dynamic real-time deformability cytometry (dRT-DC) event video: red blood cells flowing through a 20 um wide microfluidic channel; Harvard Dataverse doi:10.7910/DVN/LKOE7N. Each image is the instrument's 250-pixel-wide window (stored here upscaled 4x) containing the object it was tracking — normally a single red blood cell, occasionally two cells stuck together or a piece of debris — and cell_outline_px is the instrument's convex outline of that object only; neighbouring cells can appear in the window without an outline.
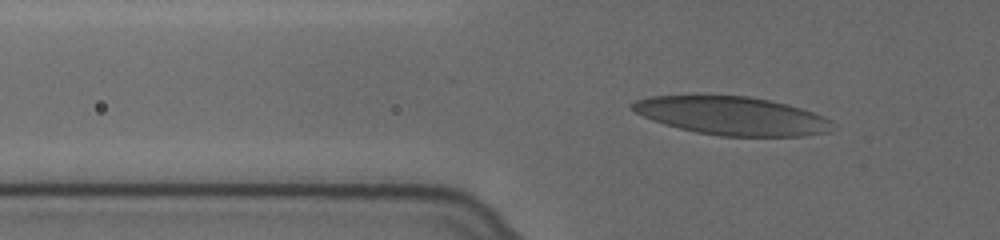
{"species": "human", "species_latin": "Homo sapiens", "temperature_condition": "cold", "stored_images_in_passage": 60, "camera_frame_rate_fps": 3000, "um_per_image_px": 0.085, "donor": {"sex": "female"}, "frame": {"image": 1, "passage_image": 22, "time_ms": 7.0, "image_size_px": [1000, 240], "cell_outline_px": [[832, 120], [828, 132], [804, 136], [720, 136], [696, 132], [664, 124], [652, 120], [636, 112], [632, 108], [632, 104], [636, 100], [652, 96], [700, 92], [748, 96], [788, 104], [824, 116]], "centroid_in_image_um": [62.15, 9.79], "position_along_channel_um": 63.6, "area_um2": 45.6}}
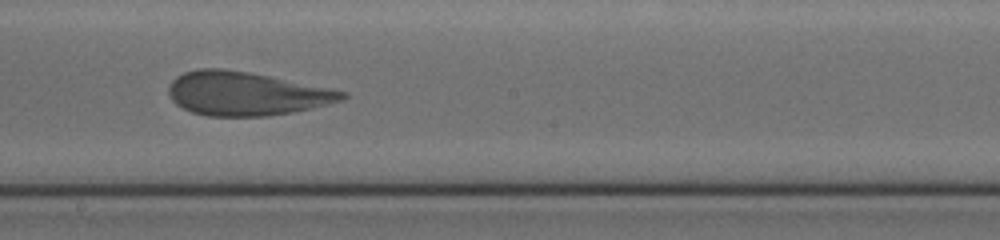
{"frame": {"image": 2, "passage_image": 37, "time_ms": 12.0, "image_size_px": [1000, 240], "cell_outline_px": [[348, 96], [344, 100], [292, 112], [268, 116], [208, 116], [192, 112], [176, 104], [172, 100], [168, 92], [168, 84], [176, 76], [184, 72], [196, 68], [220, 68], [248, 72], [348, 92]], "centroid_in_image_um": [20.87, 7.95], "position_along_channel_um": 227.3, "area_um2": 43.93}}
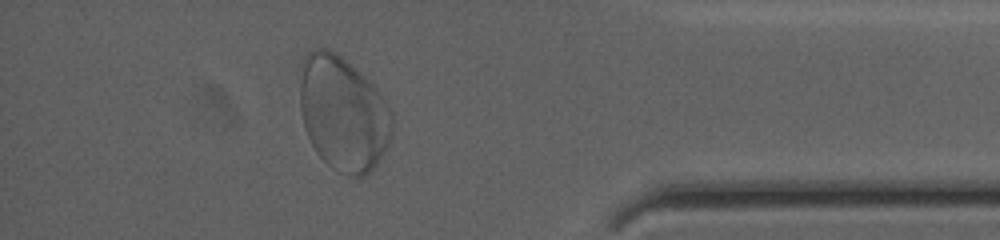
{"frame": {"image": 3, "passage_image": 54, "time_ms": 17.667, "image_size_px": [1000, 240], "cell_outline_px": [[392, 136], [388, 144], [372, 168], [364, 176], [348, 176], [332, 168], [316, 152], [304, 128], [300, 108], [300, 64], [304, 56], [308, 52], [316, 48], [328, 48], [336, 52], [364, 76], [376, 88], [392, 112]], "centroid_in_image_um": [29.14, 9.62], "position_along_channel_um": 406.1, "area_um2": 61.44}}